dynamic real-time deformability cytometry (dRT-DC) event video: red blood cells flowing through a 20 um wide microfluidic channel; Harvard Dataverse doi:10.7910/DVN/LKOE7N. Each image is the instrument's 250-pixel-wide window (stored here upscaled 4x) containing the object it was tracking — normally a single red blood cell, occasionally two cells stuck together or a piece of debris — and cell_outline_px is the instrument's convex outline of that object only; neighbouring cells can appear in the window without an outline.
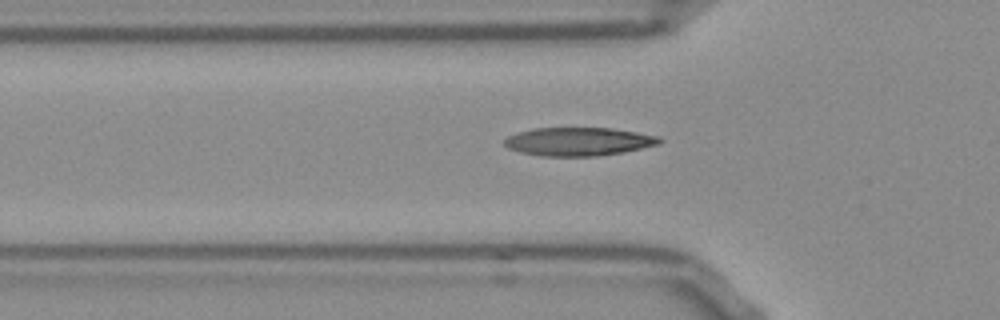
{"species": "Egyptian fruit bat (a non-hibernating species)", "species_latin": "Rousettus aegyptiacus", "temperature_condition": "room temperature", "stored_images_in_passage": 36, "camera_frame_rate_fps": 3000, "um_per_image_px": 0.085, "frame": {"image": 1, "passage_image": 4, "time_ms": 1.0, "image_size_px": [1000, 320], "cell_outline_px": [[664, 140], [660, 144], [624, 152], [596, 156], [540, 156], [520, 152], [508, 148], [504, 144], [504, 140], [508, 136], [516, 132], [532, 128], [612, 128], [660, 136]], "centroid_in_image_um": [49.18, 12.03], "position_along_channel_um": 76.6, "area_um2": 25.84}}
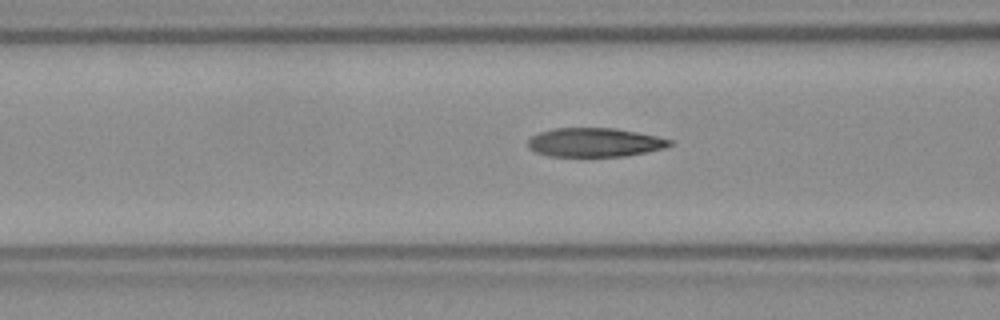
{"frame": {"image": 2, "passage_image": 7, "time_ms": 2.0, "image_size_px": [1000, 320], "cell_outline_px": [[672, 144], [664, 148], [624, 156], [548, 156], [536, 152], [528, 148], [528, 140], [532, 136], [540, 132], [556, 128], [616, 128], [656, 136], [672, 140]], "centroid_in_image_um": [50.52, 12.1], "position_along_channel_um": 116.1, "area_um2": 23.7}}
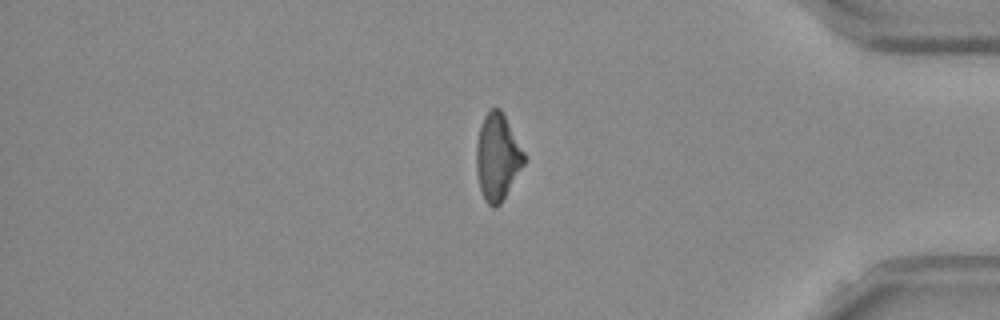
{"frame": {"image": 3, "passage_image": 31, "time_ms": 10.0, "image_size_px": [1000, 320], "cell_outline_px": [[524, 164], [500, 204], [496, 208], [492, 208], [484, 200], [480, 188], [476, 172], [476, 144], [480, 128], [484, 116], [488, 108], [500, 108], [524, 152]], "centroid_in_image_um": [42.25, 13.36], "position_along_channel_um": 392.9, "area_um2": 23.87}, "authors_computed_cell_mechanics": {"area_um2": 24.1604, "velocity_mm_per_s": 3.8346, "shape_relaxation_time_tau1_ms": 7.1431, "shape_relaxation_time_tau2_ms": 2.0846, "deformation_change_tau1": 0.2224, "deformation_change_tau2": 0.0847}}